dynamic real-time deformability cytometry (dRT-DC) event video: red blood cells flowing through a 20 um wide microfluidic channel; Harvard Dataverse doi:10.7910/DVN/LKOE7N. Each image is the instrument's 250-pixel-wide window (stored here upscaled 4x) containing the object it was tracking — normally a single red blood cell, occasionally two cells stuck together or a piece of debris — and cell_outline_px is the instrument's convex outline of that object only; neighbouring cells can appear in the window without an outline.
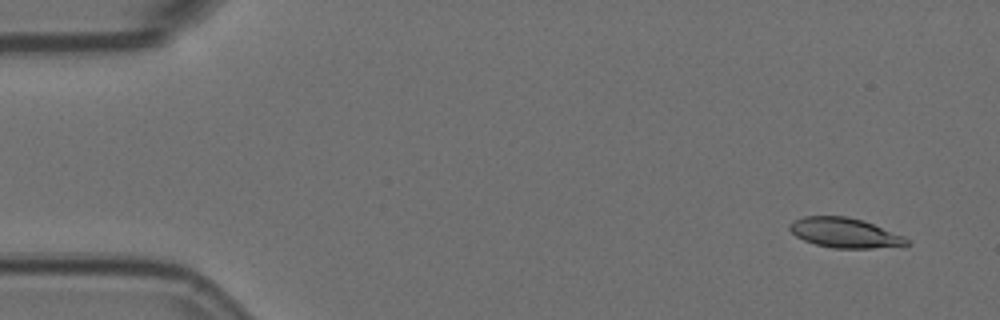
{"species": "Egyptian fruit bat (a non-hibernating species)", "species_latin": "Rousettus aegyptiacus", "temperature_condition": "room temperature", "stored_images_in_passage": 5, "camera_frame_rate_fps": 3000, "um_per_image_px": 0.085, "animal": {"sex": "female"}, "frame": {"image": 1, "passage_image": 1, "time_ms": 0.0, "image_size_px": [1000, 320], "cell_outline_px": [[912, 244], [872, 248], [832, 248], [816, 244], [804, 240], [796, 236], [788, 228], [788, 224], [804, 216], [844, 216], [860, 220], [872, 224], [904, 236]], "centroid_in_image_um": [71.77, 19.79], "position_along_channel_um": 13.2, "area_um2": 20.0}}
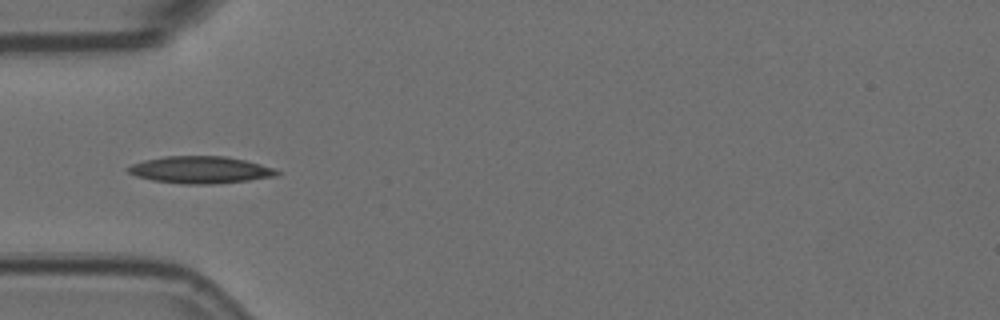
{"frame": {"image": 2, "passage_image": 5, "time_ms": 1.333, "image_size_px": [1000, 320], "cell_outline_px": [[280, 172], [276, 176], [248, 180], [212, 184], [184, 184], [152, 180], [136, 176], [128, 172], [124, 168], [132, 164], [144, 160], [164, 156], [224, 156], [244, 160], [276, 168]], "centroid_in_image_um": [17.0, 14.43], "position_along_channel_um": 68.0, "area_um2": 23.47}}